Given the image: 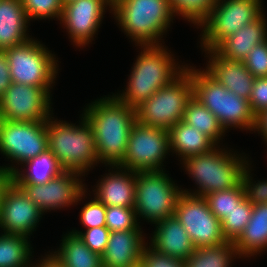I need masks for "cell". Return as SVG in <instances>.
Listing matches in <instances>:
<instances>
[{"instance_id": "31", "label": "cell", "mask_w": 267, "mask_h": 267, "mask_svg": "<svg viewBox=\"0 0 267 267\" xmlns=\"http://www.w3.org/2000/svg\"><path fill=\"white\" fill-rule=\"evenodd\" d=\"M204 197L210 211L222 221L246 196L241 182L234 188L213 192Z\"/></svg>"}, {"instance_id": "25", "label": "cell", "mask_w": 267, "mask_h": 267, "mask_svg": "<svg viewBox=\"0 0 267 267\" xmlns=\"http://www.w3.org/2000/svg\"><path fill=\"white\" fill-rule=\"evenodd\" d=\"M24 165L28 168L27 171L25 170L26 173L15 166H5L13 174L15 184H46L65 172L56 156L49 149L26 161Z\"/></svg>"}, {"instance_id": "38", "label": "cell", "mask_w": 267, "mask_h": 267, "mask_svg": "<svg viewBox=\"0 0 267 267\" xmlns=\"http://www.w3.org/2000/svg\"><path fill=\"white\" fill-rule=\"evenodd\" d=\"M249 165L245 166L242 175V184L245 190V196L252 206L267 203V180L253 183Z\"/></svg>"}, {"instance_id": "8", "label": "cell", "mask_w": 267, "mask_h": 267, "mask_svg": "<svg viewBox=\"0 0 267 267\" xmlns=\"http://www.w3.org/2000/svg\"><path fill=\"white\" fill-rule=\"evenodd\" d=\"M40 41H28L4 49L13 83L45 88L49 93L58 73V60Z\"/></svg>"}, {"instance_id": "15", "label": "cell", "mask_w": 267, "mask_h": 267, "mask_svg": "<svg viewBox=\"0 0 267 267\" xmlns=\"http://www.w3.org/2000/svg\"><path fill=\"white\" fill-rule=\"evenodd\" d=\"M80 176L81 174L77 172L65 171L46 184L16 185L44 213L47 210L69 207L81 201L86 189L81 178L79 179Z\"/></svg>"}, {"instance_id": "18", "label": "cell", "mask_w": 267, "mask_h": 267, "mask_svg": "<svg viewBox=\"0 0 267 267\" xmlns=\"http://www.w3.org/2000/svg\"><path fill=\"white\" fill-rule=\"evenodd\" d=\"M209 61L204 69L219 84L239 97L249 100L255 77L243 61L229 60L215 50L207 51Z\"/></svg>"}, {"instance_id": "33", "label": "cell", "mask_w": 267, "mask_h": 267, "mask_svg": "<svg viewBox=\"0 0 267 267\" xmlns=\"http://www.w3.org/2000/svg\"><path fill=\"white\" fill-rule=\"evenodd\" d=\"M172 11L176 15L199 26L210 14L216 0H169Z\"/></svg>"}, {"instance_id": "20", "label": "cell", "mask_w": 267, "mask_h": 267, "mask_svg": "<svg viewBox=\"0 0 267 267\" xmlns=\"http://www.w3.org/2000/svg\"><path fill=\"white\" fill-rule=\"evenodd\" d=\"M154 224L156 229L150 246L157 252L183 260L194 253L195 247L175 215Z\"/></svg>"}, {"instance_id": "26", "label": "cell", "mask_w": 267, "mask_h": 267, "mask_svg": "<svg viewBox=\"0 0 267 267\" xmlns=\"http://www.w3.org/2000/svg\"><path fill=\"white\" fill-rule=\"evenodd\" d=\"M234 244L238 258L254 256L267 249V203L253 206L250 220Z\"/></svg>"}, {"instance_id": "34", "label": "cell", "mask_w": 267, "mask_h": 267, "mask_svg": "<svg viewBox=\"0 0 267 267\" xmlns=\"http://www.w3.org/2000/svg\"><path fill=\"white\" fill-rule=\"evenodd\" d=\"M106 227L110 232L136 229L140 222L134 207L108 206L106 207Z\"/></svg>"}, {"instance_id": "41", "label": "cell", "mask_w": 267, "mask_h": 267, "mask_svg": "<svg viewBox=\"0 0 267 267\" xmlns=\"http://www.w3.org/2000/svg\"><path fill=\"white\" fill-rule=\"evenodd\" d=\"M248 101L255 116L267 110V77L255 78Z\"/></svg>"}, {"instance_id": "13", "label": "cell", "mask_w": 267, "mask_h": 267, "mask_svg": "<svg viewBox=\"0 0 267 267\" xmlns=\"http://www.w3.org/2000/svg\"><path fill=\"white\" fill-rule=\"evenodd\" d=\"M46 122H19L0 119L1 154L22 165L44 152L48 149Z\"/></svg>"}, {"instance_id": "4", "label": "cell", "mask_w": 267, "mask_h": 267, "mask_svg": "<svg viewBox=\"0 0 267 267\" xmlns=\"http://www.w3.org/2000/svg\"><path fill=\"white\" fill-rule=\"evenodd\" d=\"M49 117L46 122L48 149L56 156L65 171L83 173L99 163L97 157L94 132L91 124L83 116L81 125L66 121H53Z\"/></svg>"}, {"instance_id": "16", "label": "cell", "mask_w": 267, "mask_h": 267, "mask_svg": "<svg viewBox=\"0 0 267 267\" xmlns=\"http://www.w3.org/2000/svg\"><path fill=\"white\" fill-rule=\"evenodd\" d=\"M106 6L112 8V1L72 0L64 4L60 23H63L76 46H85L93 40Z\"/></svg>"}, {"instance_id": "44", "label": "cell", "mask_w": 267, "mask_h": 267, "mask_svg": "<svg viewBox=\"0 0 267 267\" xmlns=\"http://www.w3.org/2000/svg\"><path fill=\"white\" fill-rule=\"evenodd\" d=\"M254 130L257 131L258 133H261V135L263 136L264 140L267 143V110L255 116Z\"/></svg>"}, {"instance_id": "21", "label": "cell", "mask_w": 267, "mask_h": 267, "mask_svg": "<svg viewBox=\"0 0 267 267\" xmlns=\"http://www.w3.org/2000/svg\"><path fill=\"white\" fill-rule=\"evenodd\" d=\"M110 167L119 170L110 172L100 179L101 181L96 186L97 190L94 189L95 197L106 207H134L135 172L117 166Z\"/></svg>"}, {"instance_id": "46", "label": "cell", "mask_w": 267, "mask_h": 267, "mask_svg": "<svg viewBox=\"0 0 267 267\" xmlns=\"http://www.w3.org/2000/svg\"><path fill=\"white\" fill-rule=\"evenodd\" d=\"M132 267H143L141 264H140V262L137 264V265H134V266H132Z\"/></svg>"}, {"instance_id": "17", "label": "cell", "mask_w": 267, "mask_h": 267, "mask_svg": "<svg viewBox=\"0 0 267 267\" xmlns=\"http://www.w3.org/2000/svg\"><path fill=\"white\" fill-rule=\"evenodd\" d=\"M43 212L12 182L0 206V227L5 234L30 236Z\"/></svg>"}, {"instance_id": "6", "label": "cell", "mask_w": 267, "mask_h": 267, "mask_svg": "<svg viewBox=\"0 0 267 267\" xmlns=\"http://www.w3.org/2000/svg\"><path fill=\"white\" fill-rule=\"evenodd\" d=\"M191 80L193 96L215 115L225 130L236 127L254 131L255 115L248 100L228 91L204 69L192 67Z\"/></svg>"}, {"instance_id": "10", "label": "cell", "mask_w": 267, "mask_h": 267, "mask_svg": "<svg viewBox=\"0 0 267 267\" xmlns=\"http://www.w3.org/2000/svg\"><path fill=\"white\" fill-rule=\"evenodd\" d=\"M261 7V0H216L209 16L199 25L204 27L201 46L205 53L259 18L263 14Z\"/></svg>"}, {"instance_id": "19", "label": "cell", "mask_w": 267, "mask_h": 267, "mask_svg": "<svg viewBox=\"0 0 267 267\" xmlns=\"http://www.w3.org/2000/svg\"><path fill=\"white\" fill-rule=\"evenodd\" d=\"M140 226L127 231L110 232L105 252L101 255L103 267H132L140 262L146 245Z\"/></svg>"}, {"instance_id": "43", "label": "cell", "mask_w": 267, "mask_h": 267, "mask_svg": "<svg viewBox=\"0 0 267 267\" xmlns=\"http://www.w3.org/2000/svg\"><path fill=\"white\" fill-rule=\"evenodd\" d=\"M13 182V174L10 173L5 167L0 166V206L2 204L4 192Z\"/></svg>"}, {"instance_id": "5", "label": "cell", "mask_w": 267, "mask_h": 267, "mask_svg": "<svg viewBox=\"0 0 267 267\" xmlns=\"http://www.w3.org/2000/svg\"><path fill=\"white\" fill-rule=\"evenodd\" d=\"M217 148V149H216ZM216 146L212 151L184 159L186 171L195 181L198 190L188 194L206 196L207 194L234 188L242 182L246 157H239Z\"/></svg>"}, {"instance_id": "12", "label": "cell", "mask_w": 267, "mask_h": 267, "mask_svg": "<svg viewBox=\"0 0 267 267\" xmlns=\"http://www.w3.org/2000/svg\"><path fill=\"white\" fill-rule=\"evenodd\" d=\"M175 216L195 248L227 242L221 221L210 211L205 197L182 192L176 204Z\"/></svg>"}, {"instance_id": "2", "label": "cell", "mask_w": 267, "mask_h": 267, "mask_svg": "<svg viewBox=\"0 0 267 267\" xmlns=\"http://www.w3.org/2000/svg\"><path fill=\"white\" fill-rule=\"evenodd\" d=\"M160 45H141V51L134 63L127 88L123 93L115 94L121 101L136 108L149 99L156 91L170 84L185 69L178 66L167 48ZM178 66V67H177Z\"/></svg>"}, {"instance_id": "14", "label": "cell", "mask_w": 267, "mask_h": 267, "mask_svg": "<svg viewBox=\"0 0 267 267\" xmlns=\"http://www.w3.org/2000/svg\"><path fill=\"white\" fill-rule=\"evenodd\" d=\"M50 93L42 87L11 83L0 98V119L37 122L50 117Z\"/></svg>"}, {"instance_id": "47", "label": "cell", "mask_w": 267, "mask_h": 267, "mask_svg": "<svg viewBox=\"0 0 267 267\" xmlns=\"http://www.w3.org/2000/svg\"><path fill=\"white\" fill-rule=\"evenodd\" d=\"M70 1H72V0H62V3L65 4V3L70 2Z\"/></svg>"}, {"instance_id": "35", "label": "cell", "mask_w": 267, "mask_h": 267, "mask_svg": "<svg viewBox=\"0 0 267 267\" xmlns=\"http://www.w3.org/2000/svg\"><path fill=\"white\" fill-rule=\"evenodd\" d=\"M28 21L30 19L58 18L63 13L62 0H21Z\"/></svg>"}, {"instance_id": "40", "label": "cell", "mask_w": 267, "mask_h": 267, "mask_svg": "<svg viewBox=\"0 0 267 267\" xmlns=\"http://www.w3.org/2000/svg\"><path fill=\"white\" fill-rule=\"evenodd\" d=\"M147 245L144 246L140 257L143 267H185V260L164 255Z\"/></svg>"}, {"instance_id": "29", "label": "cell", "mask_w": 267, "mask_h": 267, "mask_svg": "<svg viewBox=\"0 0 267 267\" xmlns=\"http://www.w3.org/2000/svg\"><path fill=\"white\" fill-rule=\"evenodd\" d=\"M239 256L234 242L197 247L185 260V267H231L232 258Z\"/></svg>"}, {"instance_id": "9", "label": "cell", "mask_w": 267, "mask_h": 267, "mask_svg": "<svg viewBox=\"0 0 267 267\" xmlns=\"http://www.w3.org/2000/svg\"><path fill=\"white\" fill-rule=\"evenodd\" d=\"M164 172H135L136 215L153 224L175 215L177 201L183 192Z\"/></svg>"}, {"instance_id": "27", "label": "cell", "mask_w": 267, "mask_h": 267, "mask_svg": "<svg viewBox=\"0 0 267 267\" xmlns=\"http://www.w3.org/2000/svg\"><path fill=\"white\" fill-rule=\"evenodd\" d=\"M60 247L50 256L62 267H103L101 255L91 251L77 234L66 233Z\"/></svg>"}, {"instance_id": "7", "label": "cell", "mask_w": 267, "mask_h": 267, "mask_svg": "<svg viewBox=\"0 0 267 267\" xmlns=\"http://www.w3.org/2000/svg\"><path fill=\"white\" fill-rule=\"evenodd\" d=\"M187 66L170 84L160 88L135 108L137 122L169 130L183 120L187 103L193 96L192 66Z\"/></svg>"}, {"instance_id": "42", "label": "cell", "mask_w": 267, "mask_h": 267, "mask_svg": "<svg viewBox=\"0 0 267 267\" xmlns=\"http://www.w3.org/2000/svg\"><path fill=\"white\" fill-rule=\"evenodd\" d=\"M12 83L9 64L4 51H0V98Z\"/></svg>"}, {"instance_id": "1", "label": "cell", "mask_w": 267, "mask_h": 267, "mask_svg": "<svg viewBox=\"0 0 267 267\" xmlns=\"http://www.w3.org/2000/svg\"><path fill=\"white\" fill-rule=\"evenodd\" d=\"M83 116L92 126L99 162L117 166L124 158L130 130L136 122L135 109L113 94L89 104Z\"/></svg>"}, {"instance_id": "30", "label": "cell", "mask_w": 267, "mask_h": 267, "mask_svg": "<svg viewBox=\"0 0 267 267\" xmlns=\"http://www.w3.org/2000/svg\"><path fill=\"white\" fill-rule=\"evenodd\" d=\"M28 239L19 234H0V267H30L32 251Z\"/></svg>"}, {"instance_id": "36", "label": "cell", "mask_w": 267, "mask_h": 267, "mask_svg": "<svg viewBox=\"0 0 267 267\" xmlns=\"http://www.w3.org/2000/svg\"><path fill=\"white\" fill-rule=\"evenodd\" d=\"M77 234L85 243V245L93 252L102 255L107 247L110 230L106 226L93 227L86 231H71Z\"/></svg>"}, {"instance_id": "39", "label": "cell", "mask_w": 267, "mask_h": 267, "mask_svg": "<svg viewBox=\"0 0 267 267\" xmlns=\"http://www.w3.org/2000/svg\"><path fill=\"white\" fill-rule=\"evenodd\" d=\"M106 206L96 197L82 207L80 211V220L87 229L93 227L106 226Z\"/></svg>"}, {"instance_id": "24", "label": "cell", "mask_w": 267, "mask_h": 267, "mask_svg": "<svg viewBox=\"0 0 267 267\" xmlns=\"http://www.w3.org/2000/svg\"><path fill=\"white\" fill-rule=\"evenodd\" d=\"M170 149L177 153L182 160L205 154L218 146L211 138L199 132L183 120L172 126L169 130Z\"/></svg>"}, {"instance_id": "11", "label": "cell", "mask_w": 267, "mask_h": 267, "mask_svg": "<svg viewBox=\"0 0 267 267\" xmlns=\"http://www.w3.org/2000/svg\"><path fill=\"white\" fill-rule=\"evenodd\" d=\"M170 151L168 130L136 121L130 130L124 158L117 167L134 172L161 171Z\"/></svg>"}, {"instance_id": "23", "label": "cell", "mask_w": 267, "mask_h": 267, "mask_svg": "<svg viewBox=\"0 0 267 267\" xmlns=\"http://www.w3.org/2000/svg\"><path fill=\"white\" fill-rule=\"evenodd\" d=\"M28 23L21 0H0V51L31 39Z\"/></svg>"}, {"instance_id": "37", "label": "cell", "mask_w": 267, "mask_h": 267, "mask_svg": "<svg viewBox=\"0 0 267 267\" xmlns=\"http://www.w3.org/2000/svg\"><path fill=\"white\" fill-rule=\"evenodd\" d=\"M243 62L255 78L267 77V40L253 47Z\"/></svg>"}, {"instance_id": "32", "label": "cell", "mask_w": 267, "mask_h": 267, "mask_svg": "<svg viewBox=\"0 0 267 267\" xmlns=\"http://www.w3.org/2000/svg\"><path fill=\"white\" fill-rule=\"evenodd\" d=\"M252 209L253 206L245 197L229 214H226L221 221L226 241L235 242L239 238L250 220Z\"/></svg>"}, {"instance_id": "28", "label": "cell", "mask_w": 267, "mask_h": 267, "mask_svg": "<svg viewBox=\"0 0 267 267\" xmlns=\"http://www.w3.org/2000/svg\"><path fill=\"white\" fill-rule=\"evenodd\" d=\"M183 121L207 135L216 144L220 142L222 135L225 134V129L215 115L194 96L187 103Z\"/></svg>"}, {"instance_id": "45", "label": "cell", "mask_w": 267, "mask_h": 267, "mask_svg": "<svg viewBox=\"0 0 267 267\" xmlns=\"http://www.w3.org/2000/svg\"><path fill=\"white\" fill-rule=\"evenodd\" d=\"M40 263H36V265H32L30 267H62L54 258H52L49 254L46 255L45 258H42Z\"/></svg>"}, {"instance_id": "3", "label": "cell", "mask_w": 267, "mask_h": 267, "mask_svg": "<svg viewBox=\"0 0 267 267\" xmlns=\"http://www.w3.org/2000/svg\"><path fill=\"white\" fill-rule=\"evenodd\" d=\"M111 11L125 34L139 46L160 45L176 16L169 0H114Z\"/></svg>"}, {"instance_id": "22", "label": "cell", "mask_w": 267, "mask_h": 267, "mask_svg": "<svg viewBox=\"0 0 267 267\" xmlns=\"http://www.w3.org/2000/svg\"><path fill=\"white\" fill-rule=\"evenodd\" d=\"M267 40V25L264 13L250 24L244 25L235 34L224 39L214 50L229 60L243 61L249 51Z\"/></svg>"}]
</instances>
